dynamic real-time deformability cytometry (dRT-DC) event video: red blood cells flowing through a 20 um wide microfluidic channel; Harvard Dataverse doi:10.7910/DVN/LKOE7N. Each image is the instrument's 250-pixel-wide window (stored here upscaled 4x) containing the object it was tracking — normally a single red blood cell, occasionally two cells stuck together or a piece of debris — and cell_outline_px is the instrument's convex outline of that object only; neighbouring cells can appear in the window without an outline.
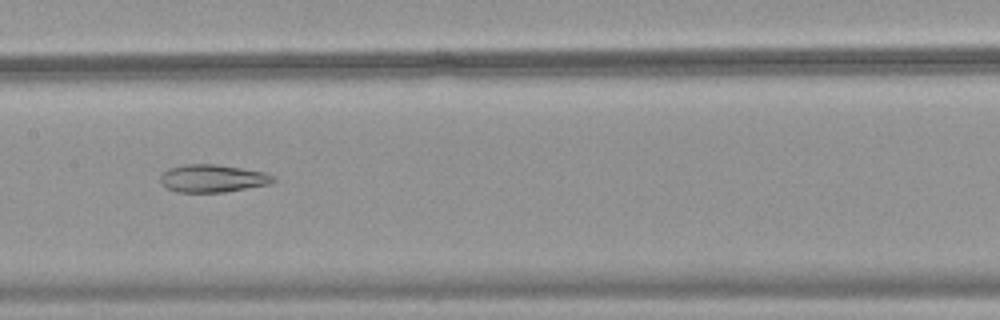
{"species": "common noctule bat (a hibernating species)", "species_latin": "Nyctalus noctula", "temperature_condition": "warm", "stored_images_in_passage": 52, "camera_frame_rate_fps": 3000, "um_per_image_px": 0.085, "animal": {"sex": "female", "body_mass_g": 18.4}, "frame": {"image": 1, "passage_image": 27, "time_ms": 8.667, "image_size_px": [1000, 320], "cell_outline_px": [[276, 180], [268, 184], [224, 192], [176, 192], [160, 184], [160, 176], [168, 168], [184, 164], [216, 164], [264, 172], [272, 176]], "centroid_in_image_um": [18.01, 15.16], "position_along_channel_um": 189.4, "area_um2": 18.09}}
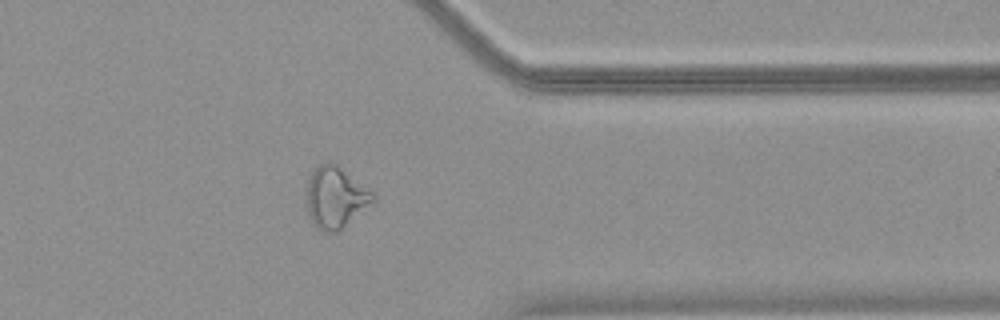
{"frame": {"image": 2, "passage_image": 42, "time_ms": 13.667, "image_size_px": [1000, 320], "cell_outline_px": [[376, 200], [336, 232], [324, 232], [316, 228], [308, 216], [308, 176], [320, 164], [328, 160], [332, 160], [372, 192], [376, 196]], "centroid_in_image_um": [28.5, 16.76], "position_along_channel_um": 382.9, "area_um2": 23.47}}
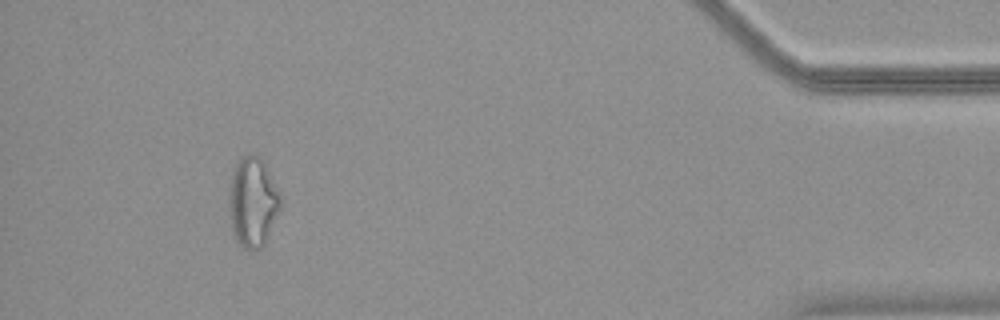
{"frame": {"image": 3, "passage_image": 48, "time_ms": 15.667, "image_size_px": [1000, 320], "cell_outline_px": [[280, 208], [268, 236], [264, 244], [260, 248], [248, 252], [236, 240], [232, 232], [228, 208], [228, 200], [232, 168], [236, 160], [248, 152], [260, 156], [264, 160], [280, 200]], "centroid_in_image_um": [21.42, 17.15], "position_along_channel_um": 413.8, "area_um2": 27.17}}